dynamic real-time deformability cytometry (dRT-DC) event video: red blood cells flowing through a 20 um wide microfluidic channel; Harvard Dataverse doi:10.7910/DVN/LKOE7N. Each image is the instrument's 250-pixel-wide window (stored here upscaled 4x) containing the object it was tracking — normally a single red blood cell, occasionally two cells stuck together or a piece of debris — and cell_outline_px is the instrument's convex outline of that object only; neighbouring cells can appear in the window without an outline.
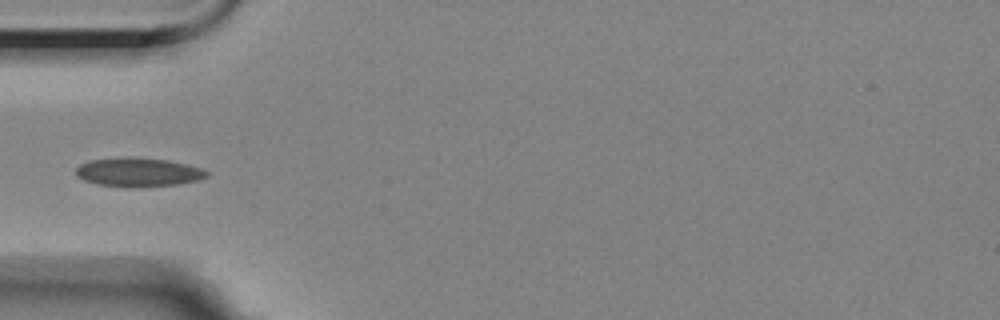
{"species": "Egyptian fruit bat (a non-hibernating species)", "species_latin": "Rousettus aegyptiacus", "temperature_condition": "room temperature", "stored_images_in_passage": 11, "camera_frame_rate_fps": 3000, "um_per_image_px": 0.085, "animal": {"sex": "female"}, "frame": {"image": 1, "passage_image": 1, "time_ms": 0.0, "image_size_px": [1000, 320], "cell_outline_px": [[208, 176], [196, 180], [176, 184], [140, 188], [124, 188], [96, 184], [84, 180], [76, 176], [76, 168], [80, 164], [88, 160], [120, 156], [132, 156], [168, 160], [188, 164], [200, 168], [208, 172]], "centroid_in_image_um": [11.69, 14.63], "position_along_channel_um": 73.3, "area_um2": 22.6}}
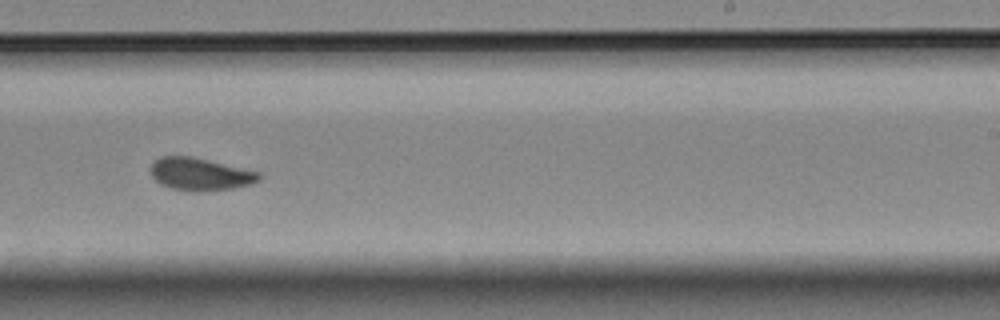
{"frame": {"image": 2, "passage_image": 6, "time_ms": 5.667, "image_size_px": [1000, 320], "cell_outline_px": [[260, 180], [252, 184], [232, 188], [200, 192], [192, 192], [172, 188], [160, 184], [152, 176], [148, 168], [160, 156], [192, 156], [260, 172]], "centroid_in_image_um": [17.0, 14.81], "position_along_channel_um": 272.0, "area_um2": 20.69}}
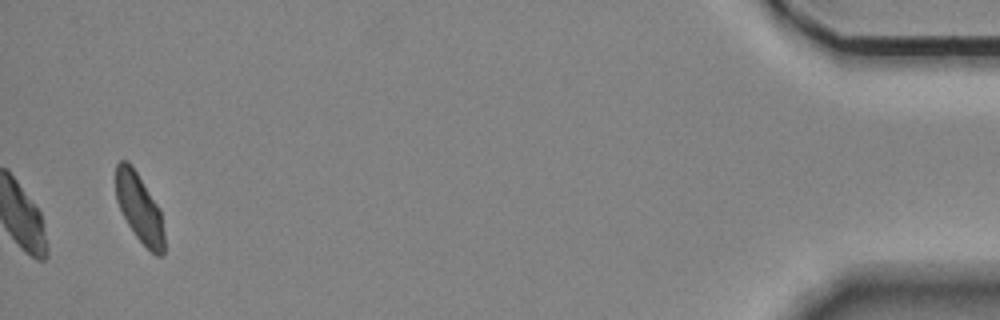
{"frame": {"image": 3, "passage_image": 11, "time_ms": 12.333, "image_size_px": [1000, 320], "cell_outline_px": [[164, 256], [156, 256], [136, 236], [128, 224], [116, 200], [116, 164], [120, 160], [128, 160], [132, 164], [160, 208], [164, 232]], "centroid_in_image_um": [11.86, 17.66], "position_along_channel_um": 423.3, "area_um2": 19.42}}